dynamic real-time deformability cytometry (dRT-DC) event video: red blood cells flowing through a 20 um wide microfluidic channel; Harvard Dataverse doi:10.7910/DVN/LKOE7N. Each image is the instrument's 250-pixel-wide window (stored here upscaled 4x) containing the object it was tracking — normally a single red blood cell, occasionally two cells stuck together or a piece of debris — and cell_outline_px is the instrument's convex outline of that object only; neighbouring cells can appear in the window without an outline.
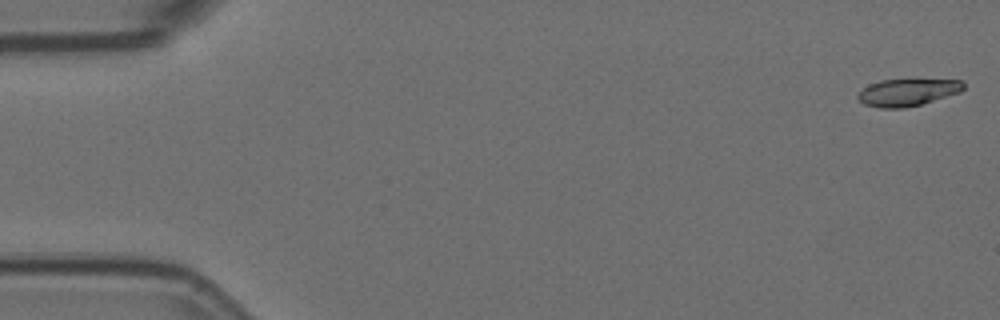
{"species": "Egyptian fruit bat (a non-hibernating species)", "species_latin": "Rousettus aegyptiacus", "temperature_condition": "room temperature", "stored_images_in_passage": 56, "camera_frame_rate_fps": 3000, "um_per_image_px": 0.085, "animal": {"sex": "female"}, "frame": {"image": 1, "passage_image": 1, "time_ms": 0.0, "image_size_px": [1000, 320], "cell_outline_px": [[964, 88], [960, 92], [920, 104], [904, 108], [880, 108], [864, 104], [856, 96], [868, 84], [880, 80], [964, 80]], "centroid_in_image_um": [77.12, 7.85], "position_along_channel_um": 7.9, "area_um2": 16.47}}
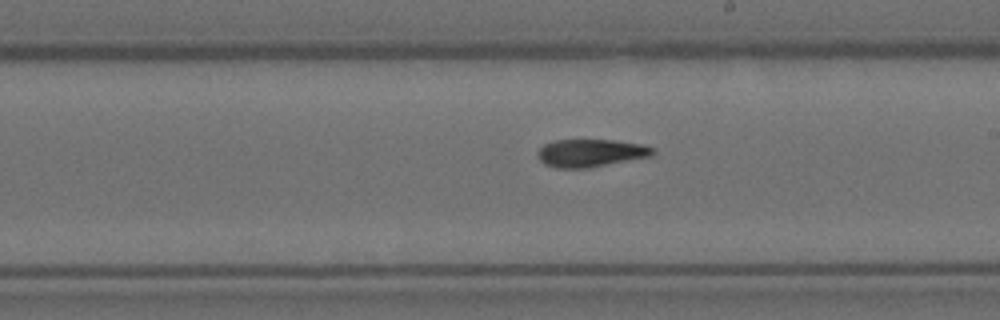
{"frame": {"image": 2, "passage_image": 32, "time_ms": 10.333, "image_size_px": [1000, 320], "cell_outline_px": [[656, 152], [652, 156], [588, 168], [556, 168], [544, 164], [536, 156], [536, 152], [544, 144], [556, 140], [612, 140], [644, 144], [656, 148]], "centroid_in_image_um": [50.23, 13.0], "position_along_channel_um": 238.8, "area_um2": 18.84}}
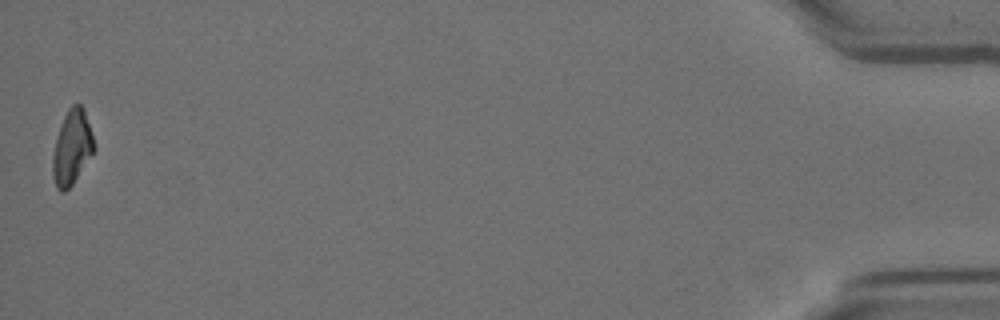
{"frame": {"image": 3, "passage_image": 56, "time_ms": 18.333, "image_size_px": [1000, 320], "cell_outline_px": [[96, 148], [72, 184], [64, 192], [60, 192], [56, 188], [52, 176], [52, 156], [56, 136], [60, 124], [68, 108], [72, 104], [80, 104], [84, 108]], "centroid_in_image_um": [6.09, 12.53], "position_along_channel_um": 429.1, "area_um2": 18.03}, "authors_computed_cell_mechanics": {"area_um2": 18.5249, "velocity_mm_per_s": 3.5869, "shape_relaxation_time_tau1_ms": null, "shape_relaxation_time_tau2_ms": 5.7848, "deformation_change_tau1": null, "deformation_change_tau2": 0.1294}}